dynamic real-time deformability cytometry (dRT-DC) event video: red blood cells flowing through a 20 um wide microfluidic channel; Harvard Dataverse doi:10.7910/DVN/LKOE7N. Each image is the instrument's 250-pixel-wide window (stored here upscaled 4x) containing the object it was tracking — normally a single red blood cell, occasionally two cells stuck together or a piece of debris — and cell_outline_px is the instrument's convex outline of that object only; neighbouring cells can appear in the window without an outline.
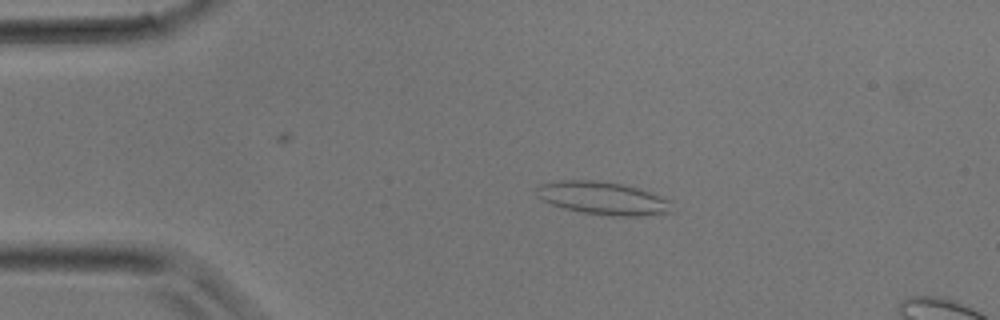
{"species": "common noctule bat (a hibernating species)", "species_latin": "Nyctalus noctula", "temperature_condition": "room temperature", "stored_images_in_passage": 33, "camera_frame_rate_fps": 3000, "um_per_image_px": 0.085, "animal": {"sex": "male", "body_mass_g": 17.9}, "frame": {"image": 1, "passage_image": 5, "time_ms": 1.333, "image_size_px": [1000, 320], "cell_outline_px": [[676, 212], [644, 216], [612, 216], [584, 212], [564, 208], [552, 204], [544, 200], [536, 192], [536, 184], [560, 180], [592, 180], [620, 184], [636, 188], [672, 200]], "centroid_in_image_um": [51.32, 16.86], "position_along_channel_um": 33.7, "area_um2": 26.01}}
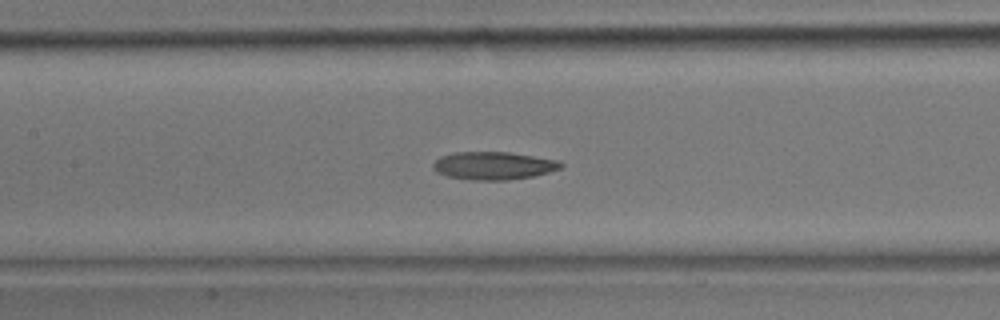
{"frame": {"image": 2, "passage_image": 14, "time_ms": 4.333, "image_size_px": [1000, 320], "cell_outline_px": [[564, 164], [560, 168], [548, 172], [532, 176], [508, 180], [472, 180], [448, 176], [436, 172], [432, 168], [432, 164], [440, 156], [452, 152], [508, 152], [560, 160]], "centroid_in_image_um": [41.93, 14.07], "position_along_channel_um": 165.5, "area_um2": 20.81}}
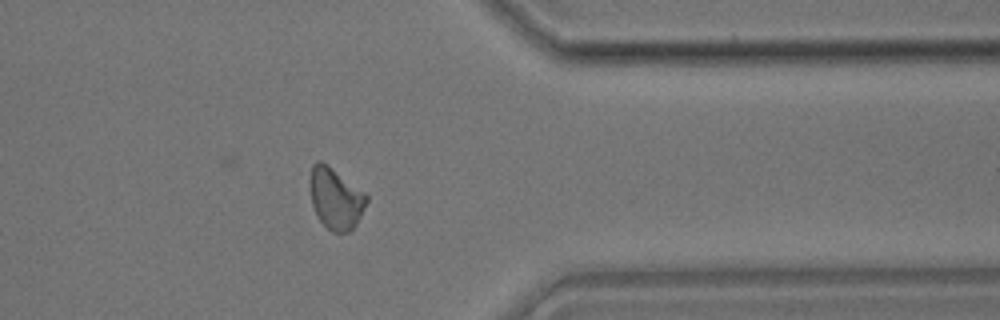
{"frame": {"image": 3, "passage_image": 26, "time_ms": 8.333, "image_size_px": [1000, 320], "cell_outline_px": [[368, 200], [356, 224], [348, 232], [332, 232], [316, 216], [312, 204], [308, 184], [308, 180], [312, 164], [316, 160], [320, 160], [328, 164], [364, 192], [368, 196]], "centroid_in_image_um": [28.48, 16.83], "position_along_channel_um": 382.9, "area_um2": 20.4}}